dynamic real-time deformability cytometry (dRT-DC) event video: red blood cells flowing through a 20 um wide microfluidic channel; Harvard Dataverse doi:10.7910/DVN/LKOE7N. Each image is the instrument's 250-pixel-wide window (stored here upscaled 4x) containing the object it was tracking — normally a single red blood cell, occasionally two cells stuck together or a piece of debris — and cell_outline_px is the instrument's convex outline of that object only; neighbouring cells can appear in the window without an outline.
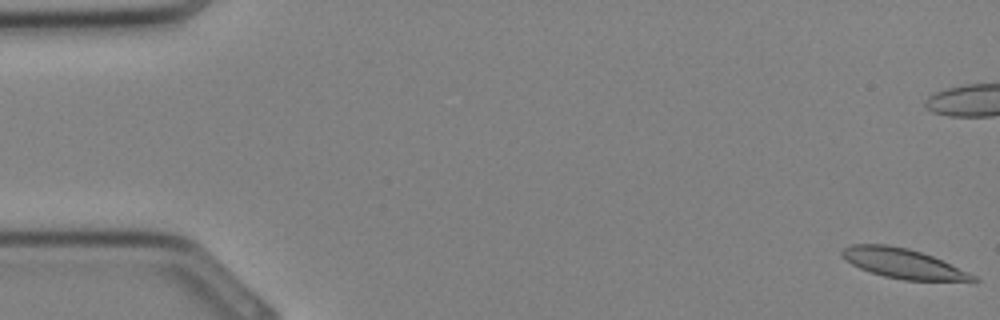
{"species": "Egyptian fruit bat (a non-hibernating species)", "species_latin": "Rousettus aegyptiacus", "temperature_condition": "cold", "stored_images_in_passage": 35, "camera_frame_rate_fps": 3000, "um_per_image_px": 0.085, "animal": {"sex": "female"}, "frame": {"image": 1, "passage_image": 1, "time_ms": 0.0, "image_size_px": [1000, 320], "cell_outline_px": [[980, 280], [904, 280], [884, 276], [860, 268], [844, 260], [840, 252], [844, 248], [852, 244], [888, 244], [908, 248], [932, 256], [968, 272], [976, 276]], "centroid_in_image_um": [76.69, 22.37], "position_along_channel_um": 8.3, "area_um2": 22.31}}